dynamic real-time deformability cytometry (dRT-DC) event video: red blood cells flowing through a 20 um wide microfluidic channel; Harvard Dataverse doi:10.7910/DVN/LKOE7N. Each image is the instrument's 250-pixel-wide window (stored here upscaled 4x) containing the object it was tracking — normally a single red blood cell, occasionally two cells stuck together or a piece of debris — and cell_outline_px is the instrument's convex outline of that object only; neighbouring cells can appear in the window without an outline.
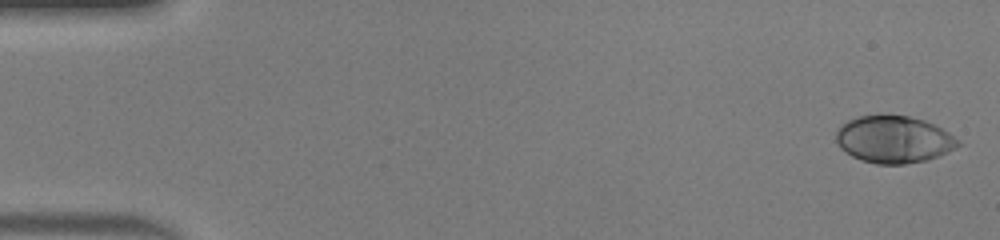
{"species": "human", "species_latin": "Homo sapiens", "temperature_condition": "warm", "stored_images_in_passage": 47, "camera_frame_rate_fps": 3000, "um_per_image_px": 0.085, "donor": {"sex": "male"}, "frame": {"image": 1, "passage_image": 1, "time_ms": 0.0, "image_size_px": [1000, 240], "cell_outline_px": [[960, 144], [956, 148], [948, 152], [924, 160], [904, 164], [876, 164], [860, 160], [852, 156], [840, 148], [836, 140], [836, 132], [840, 124], [856, 116], [880, 112], [888, 112], [908, 116], [924, 120], [948, 132], [960, 140]], "centroid_in_image_um": [75.92, 11.8], "position_along_channel_um": 9.1, "area_um2": 34.16}}
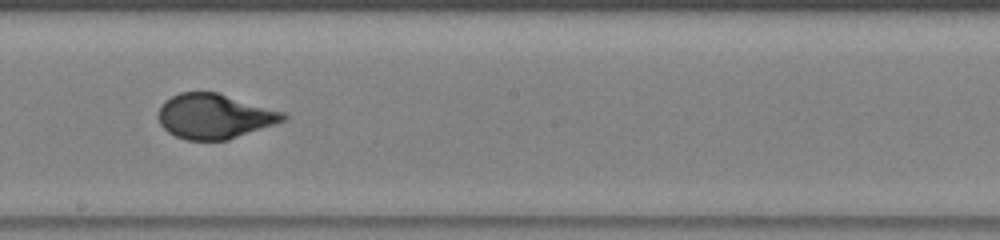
{"frame": {"image": 2, "passage_image": 27, "time_ms": 8.667, "image_size_px": [1000, 240], "cell_outline_px": [[288, 120], [228, 140], [188, 140], [176, 136], [168, 132], [160, 124], [160, 104], [164, 100], [180, 92], [216, 92], [284, 112], [288, 116]], "centroid_in_image_um": [18.25, 9.89], "position_along_channel_um": 230.0, "area_um2": 32.54}}
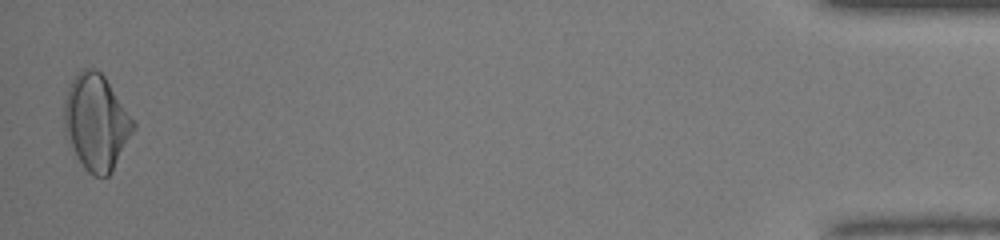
{"frame": {"image": 3, "passage_image": 47, "time_ms": 15.333, "image_size_px": [1000, 240], "cell_outline_px": [[136, 128], [112, 172], [108, 176], [92, 176], [84, 168], [76, 156], [64, 136], [64, 100], [68, 88], [72, 80], [84, 68], [92, 68], [100, 72], [104, 76], [136, 124]], "centroid_in_image_um": [8.17, 10.43], "position_along_channel_um": 427.0, "area_um2": 38.55}, "authors_computed_cell_mechanics": {"area_um2": 33.2928, "velocity_mm_per_s": 4.3183, "shape_relaxation_time_tau1_ms": 6.2792, "shape_relaxation_time_tau2_ms": null, "deformation_change_tau1": 0.2507, "deformation_change_tau2": null}}